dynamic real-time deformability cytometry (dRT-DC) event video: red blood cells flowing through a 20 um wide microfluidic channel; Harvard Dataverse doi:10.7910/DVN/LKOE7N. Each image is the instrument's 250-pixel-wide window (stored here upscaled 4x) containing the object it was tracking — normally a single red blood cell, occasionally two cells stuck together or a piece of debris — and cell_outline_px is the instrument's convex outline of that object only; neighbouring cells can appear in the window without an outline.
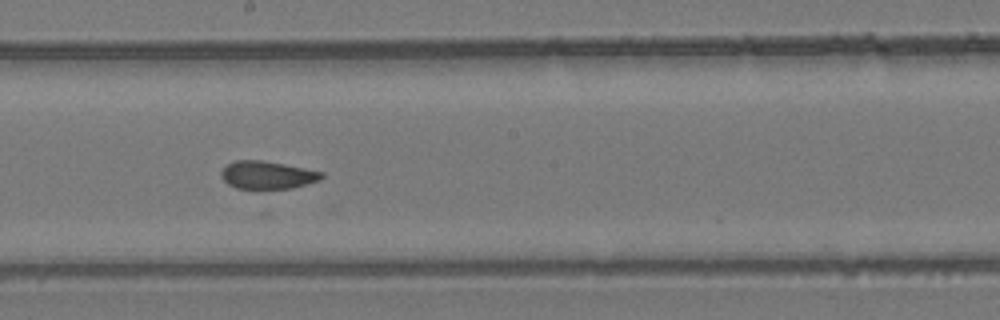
{"species": "common noctule bat (a hibernating species)", "species_latin": "Nyctalus noctula", "temperature_condition": "room temperature", "stored_images_in_passage": 9, "camera_frame_rate_fps": 3000, "um_per_image_px": 0.085, "animal": {"sex": "female", "body_mass_g": 24.6, "forearm_length_mm": 56.2}, "frame": {"image": 1, "passage_image": 8, "time_ms": 8.0, "image_size_px": [1000, 320], "cell_outline_px": [[324, 176], [320, 180], [292, 188], [236, 188], [228, 184], [220, 176], [220, 172], [228, 164], [236, 160], [260, 160], [284, 164], [324, 172]], "centroid_in_image_um": [22.73, 14.87], "position_along_channel_um": 225.5, "area_um2": 16.13}}
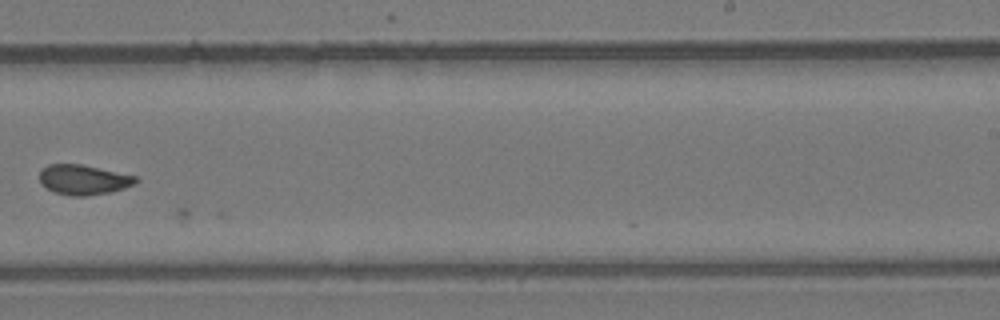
{"frame": {"image": 2, "passage_image": 9, "time_ms": 9.333, "image_size_px": [1000, 320], "cell_outline_px": [[136, 184], [124, 188], [108, 192], [84, 196], [68, 196], [56, 192], [48, 188], [40, 180], [40, 172], [48, 164], [80, 164], [136, 176]], "centroid_in_image_um": [7.1, 15.27], "position_along_channel_um": 281.9, "area_um2": 16.42}}